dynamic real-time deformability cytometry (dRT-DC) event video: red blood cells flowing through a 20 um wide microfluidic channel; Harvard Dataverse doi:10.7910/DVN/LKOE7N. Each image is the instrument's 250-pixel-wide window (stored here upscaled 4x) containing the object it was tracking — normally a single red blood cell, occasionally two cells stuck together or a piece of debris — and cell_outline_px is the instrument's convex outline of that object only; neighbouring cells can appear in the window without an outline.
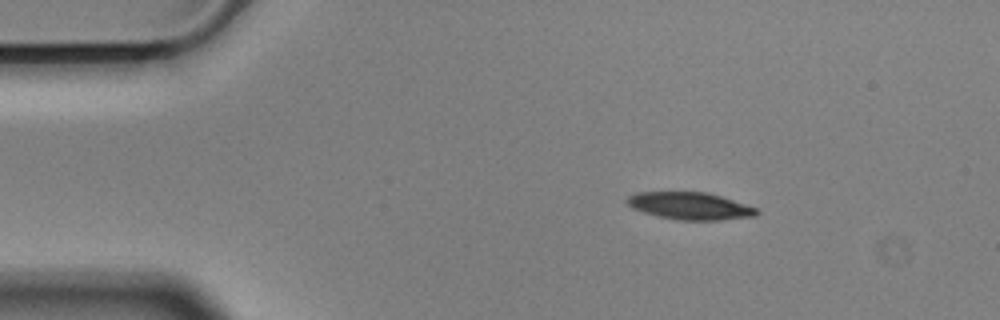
{"species": "Egyptian fruit bat (a non-hibernating species)", "species_latin": "Rousettus aegyptiacus", "temperature_condition": "cold", "stored_images_in_passage": 48, "camera_frame_rate_fps": 3000, "um_per_image_px": 0.085, "animal": {"sex": "male"}, "frame": {"image": 1, "passage_image": 1, "time_ms": 0.0, "image_size_px": [1000, 320], "cell_outline_px": [[760, 212], [756, 216], [720, 220], [676, 220], [644, 212], [632, 208], [624, 200], [628, 196], [636, 192], [704, 192], [720, 196], [756, 208]], "centroid_in_image_um": [58.62, 17.5], "position_along_channel_um": 26.4, "area_um2": 20.46}}
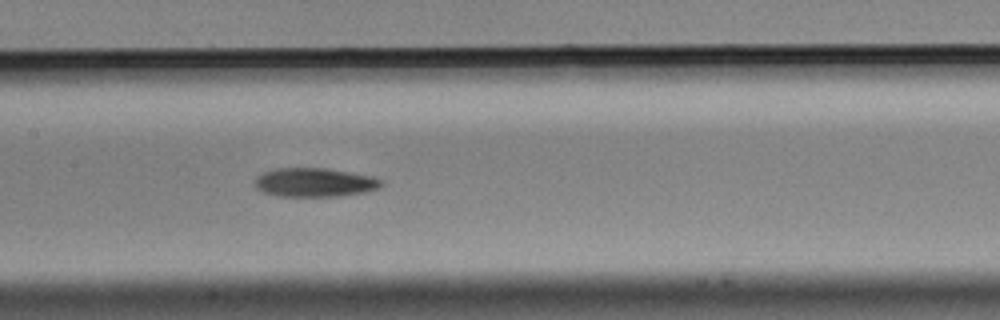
{"frame": {"image": 2, "passage_image": 19, "time_ms": 6.0, "image_size_px": [1000, 320], "cell_outline_px": [[384, 184], [380, 188], [364, 192], [340, 196], [280, 196], [264, 192], [256, 188], [252, 184], [252, 180], [256, 176], [264, 172], [276, 168], [324, 168], [372, 176], [380, 180]], "centroid_in_image_um": [26.69, 15.5], "position_along_channel_um": 180.7, "area_um2": 21.33}}
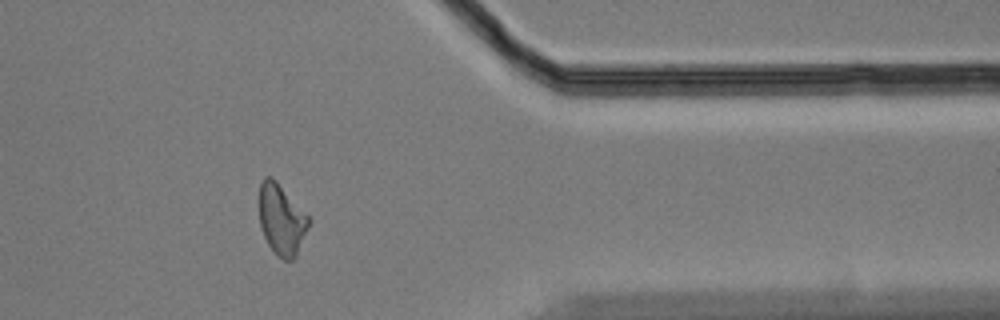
{"frame": {"image": 3, "passage_image": 38, "time_ms": 12.333, "image_size_px": [1000, 320], "cell_outline_px": [[312, 220], [296, 256], [292, 260], [284, 260], [268, 244], [260, 228], [260, 184], [264, 176], [272, 176], [276, 180]], "centroid_in_image_um": [23.95, 18.64], "position_along_channel_um": 387.5, "area_um2": 20.23}, "authors_computed_cell_mechanics": {"area_um2": 21.2415, "velocity_mm_per_s": 3.5478, "shape_relaxation_time_tau1_ms": 4.4053, "shape_relaxation_time_tau2_ms": null, "deformation_change_tau1": 0.155, "deformation_change_tau2": null}}